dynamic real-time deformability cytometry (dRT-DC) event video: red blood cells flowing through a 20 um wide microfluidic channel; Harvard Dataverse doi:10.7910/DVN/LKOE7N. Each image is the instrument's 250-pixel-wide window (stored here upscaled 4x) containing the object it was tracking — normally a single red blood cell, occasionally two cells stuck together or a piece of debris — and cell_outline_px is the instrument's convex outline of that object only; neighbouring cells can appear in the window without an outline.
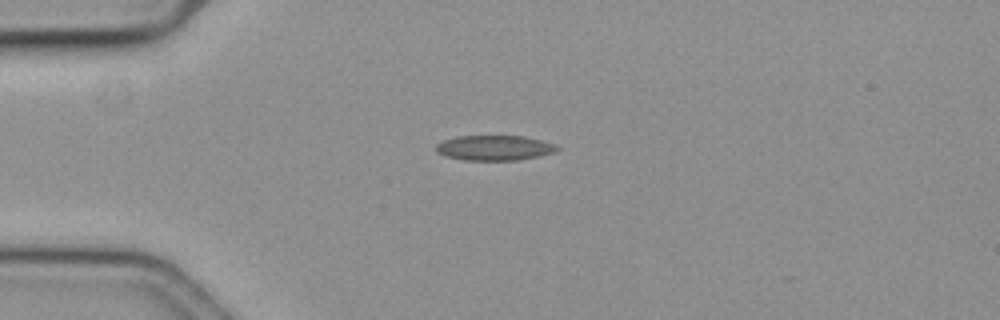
{"species": "common noctule bat (a hibernating species)", "species_latin": "Nyctalus noctula", "temperature_condition": "cold", "stored_images_in_passage": 40, "camera_frame_rate_fps": 3000, "um_per_image_px": 0.085, "animal": {"sex": "female", "body_mass_g": 19.3, "forearm_length_mm": 54.1}, "frame": {"image": 1, "passage_image": 1, "time_ms": 0.0, "image_size_px": [1000, 320], "cell_outline_px": [[560, 148], [556, 152], [540, 156], [520, 160], [464, 160], [444, 156], [436, 152], [436, 144], [444, 140], [456, 136], [524, 136], [556, 144]], "centroid_in_image_um": [42.04, 12.57], "position_along_channel_um": 43.0, "area_um2": 17.86}}
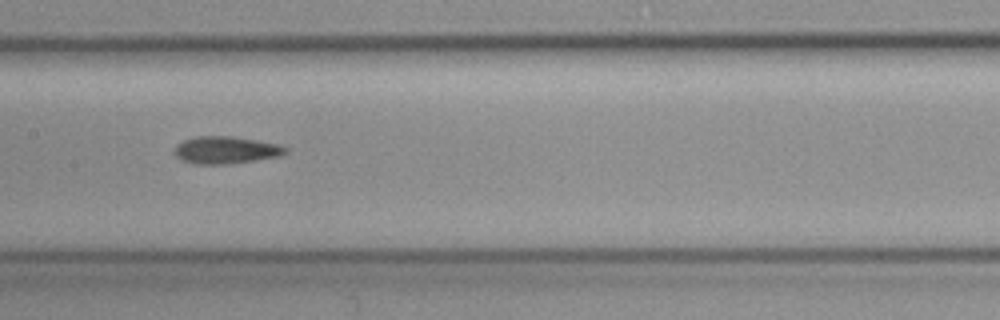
{"frame": {"image": 2, "passage_image": 15, "time_ms": 4.667, "image_size_px": [1000, 320], "cell_outline_px": [[288, 152], [280, 156], [256, 160], [224, 164], [192, 164], [180, 160], [172, 152], [176, 144], [184, 140], [196, 136], [232, 136], [280, 144], [288, 148]], "centroid_in_image_um": [19.17, 12.75], "position_along_channel_um": 188.2, "area_um2": 17.92}}
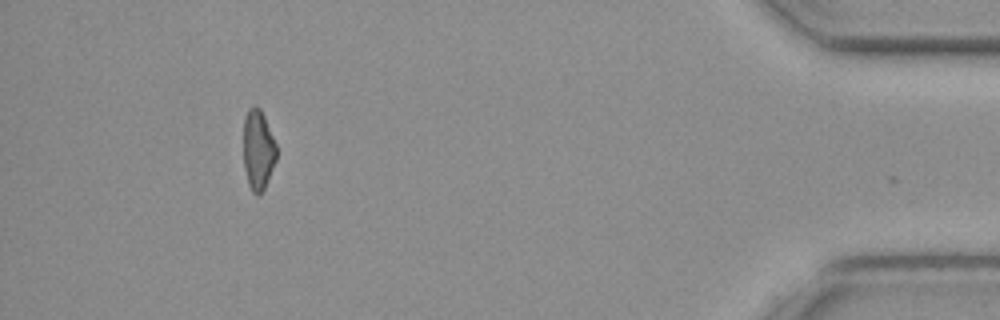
{"frame": {"image": 3, "passage_image": 39, "time_ms": 12.667, "image_size_px": [1000, 320], "cell_outline_px": [[276, 160], [264, 188], [256, 196], [252, 192], [248, 184], [244, 168], [244, 116], [248, 108], [256, 104], [260, 108], [264, 116], [276, 144]], "centroid_in_image_um": [21.92, 12.71], "position_along_channel_um": 413.3, "area_um2": 15.37}, "authors_computed_cell_mechanics": {"area_um2": 17.1955, "velocity_mm_per_s": 3.6358, "shape_relaxation_time_tau1_ms": null, "shape_relaxation_time_tau2_ms": 5.2484, "deformation_change_tau1": null, "deformation_change_tau2": 0.13}}